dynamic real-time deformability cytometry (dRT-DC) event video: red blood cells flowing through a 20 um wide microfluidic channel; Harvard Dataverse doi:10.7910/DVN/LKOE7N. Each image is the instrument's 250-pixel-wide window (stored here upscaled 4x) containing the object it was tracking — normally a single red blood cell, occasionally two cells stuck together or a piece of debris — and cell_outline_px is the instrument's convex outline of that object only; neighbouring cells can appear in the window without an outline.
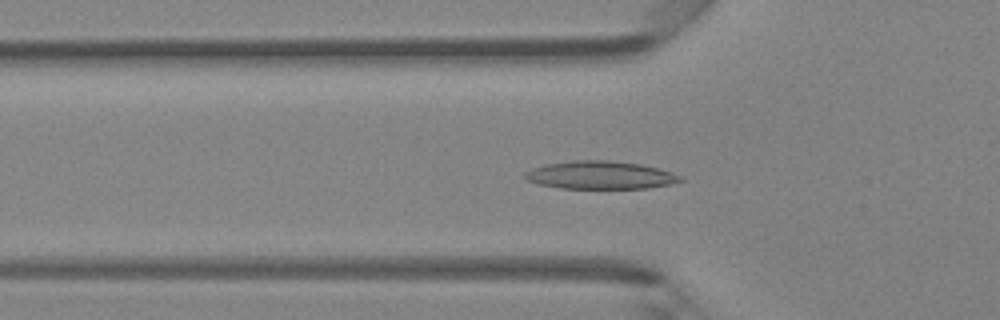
{"species": "Egyptian fruit bat (a non-hibernating species)", "species_latin": "Rousettus aegyptiacus", "temperature_condition": "room temperature", "stored_images_in_passage": 41, "camera_frame_rate_fps": 3000, "um_per_image_px": 0.085, "animal": {"sex": "female"}, "frame": {"image": 1, "passage_image": 14, "time_ms": 4.333, "image_size_px": [1000, 320], "cell_outline_px": [[684, 180], [668, 184], [648, 188], [560, 188], [540, 184], [528, 180], [524, 176], [524, 172], [532, 168], [548, 164], [572, 160], [608, 160], [640, 164], [660, 168], [672, 172], [680, 176]], "centroid_in_image_um": [51.03, 14.88], "position_along_channel_um": 74.8, "area_um2": 25.14}}
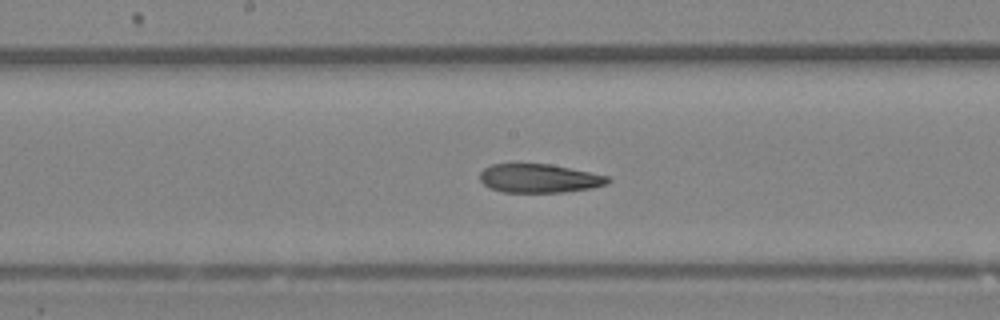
{"frame": {"image": 2, "passage_image": 23, "time_ms": 7.333, "image_size_px": [1000, 320], "cell_outline_px": [[612, 180], [608, 184], [592, 188], [564, 192], [504, 192], [488, 188], [480, 180], [480, 172], [484, 168], [492, 164], [548, 164], [608, 176]], "centroid_in_image_um": [45.82, 15.17], "position_along_channel_um": 202.4, "area_um2": 21.33}}
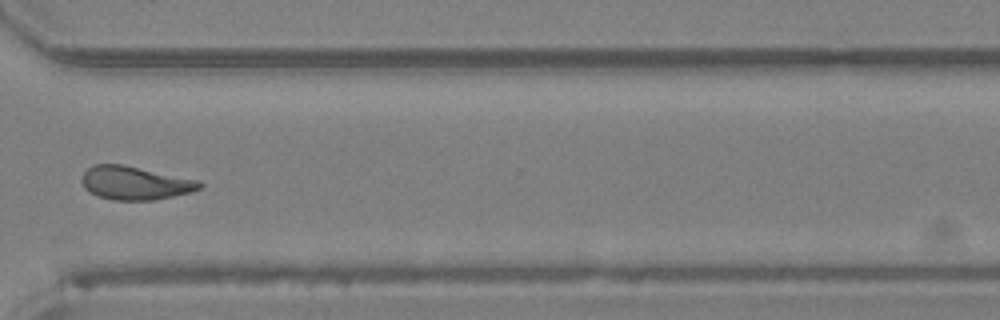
{"frame": {"image": 3, "passage_image": 34, "time_ms": 11.0, "image_size_px": [1000, 320], "cell_outline_px": [[204, 184], [200, 188], [188, 192], [172, 196], [152, 200], [112, 200], [96, 196], [88, 192], [84, 188], [80, 180], [84, 172], [92, 164], [124, 164], [200, 180]], "centroid_in_image_um": [11.43, 15.54], "position_along_channel_um": 359.2, "area_um2": 23.18}, "authors_computed_cell_mechanics": {"area_um2": 23.1778, "velocity_mm_per_s": 4.2702, "shape_relaxation_time_tau1_ms": null, "shape_relaxation_time_tau2_ms": 9.5962, "deformation_change_tau1": null, "deformation_change_tau2": 0.1597}}